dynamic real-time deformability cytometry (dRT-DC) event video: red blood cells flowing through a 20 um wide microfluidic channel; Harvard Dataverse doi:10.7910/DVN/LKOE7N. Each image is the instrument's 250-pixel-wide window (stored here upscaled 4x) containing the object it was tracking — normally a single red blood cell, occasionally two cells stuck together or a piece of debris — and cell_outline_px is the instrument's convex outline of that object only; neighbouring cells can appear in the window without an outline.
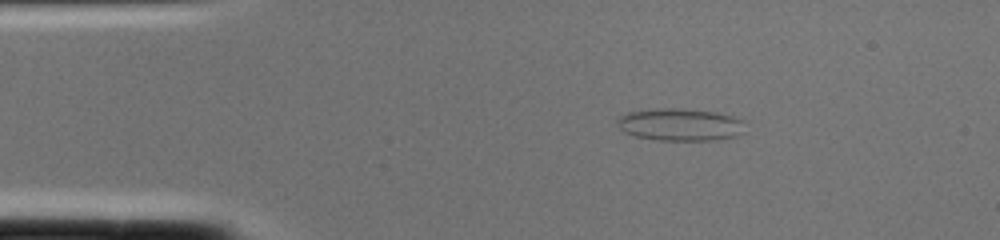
{"species": "common noctule bat (a hibernating species)", "species_latin": "Nyctalus noctula", "temperature_condition": "cold", "stored_images_in_passage": 1, "camera_frame_rate_fps": 3000, "um_per_image_px": 0.085, "animal": {"sex": "female", "body_mass_g": 22.0, "forearm_length_mm": 56.7}, "frame": {"image": 1, "passage_image": 1, "time_ms": 0.0, "image_size_px": [1000, 240], "cell_outline_px": [[744, 132], [736, 136], [716, 140], [656, 140], [632, 136], [624, 132], [616, 124], [620, 116], [628, 112], [656, 108], [680, 108], [716, 112], [732, 116], [740, 120]], "centroid_in_image_um": [57.76, 10.59], "position_along_channel_um": 27.2, "area_um2": 24.16}}